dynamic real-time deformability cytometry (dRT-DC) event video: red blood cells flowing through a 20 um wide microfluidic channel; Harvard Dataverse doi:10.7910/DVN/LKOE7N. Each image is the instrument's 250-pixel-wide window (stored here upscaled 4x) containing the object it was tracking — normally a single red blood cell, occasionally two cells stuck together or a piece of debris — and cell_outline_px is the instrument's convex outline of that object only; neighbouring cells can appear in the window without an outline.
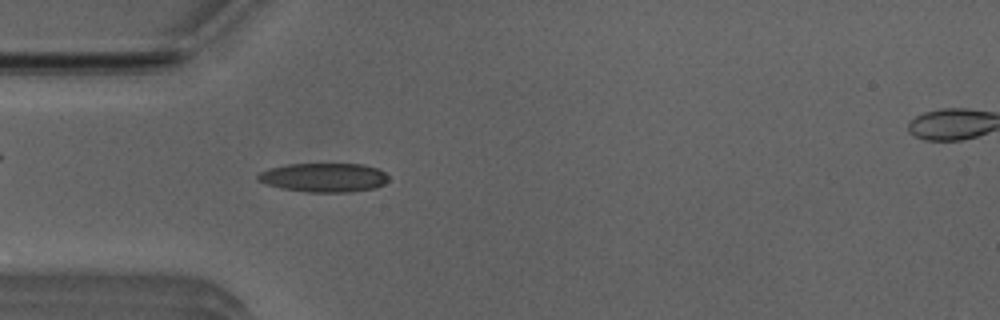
{"species": "Egyptian fruit bat (a non-hibernating species)", "species_latin": "Rousettus aegyptiacus", "temperature_condition": "room temperature", "stored_images_in_passage": 44, "camera_frame_rate_fps": 3000, "um_per_image_px": 0.085, "animal": {"sex": "male"}, "frame": {"image": 1, "passage_image": 14, "time_ms": 4.333, "image_size_px": [1000, 320], "cell_outline_px": [[388, 180], [384, 184], [376, 188], [348, 192], [308, 192], [280, 188], [256, 180], [256, 176], [260, 172], [268, 168], [288, 164], [364, 164], [376, 168], [384, 172], [388, 176]], "centroid_in_image_um": [27.52, 15.09], "position_along_channel_um": 57.5, "area_um2": 22.14}}
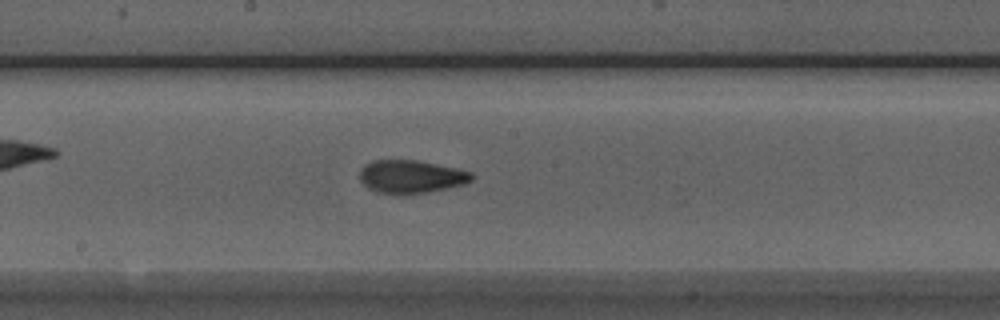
{"frame": {"image": 2, "passage_image": 26, "time_ms": 8.333, "image_size_px": [1000, 320], "cell_outline_px": [[476, 176], [472, 180], [464, 184], [428, 192], [404, 196], [396, 196], [376, 192], [368, 188], [360, 180], [360, 168], [364, 164], [372, 160], [416, 160], [456, 168], [472, 172]], "centroid_in_image_um": [34.91, 15.04], "position_along_channel_um": 213.3, "area_um2": 22.08}}
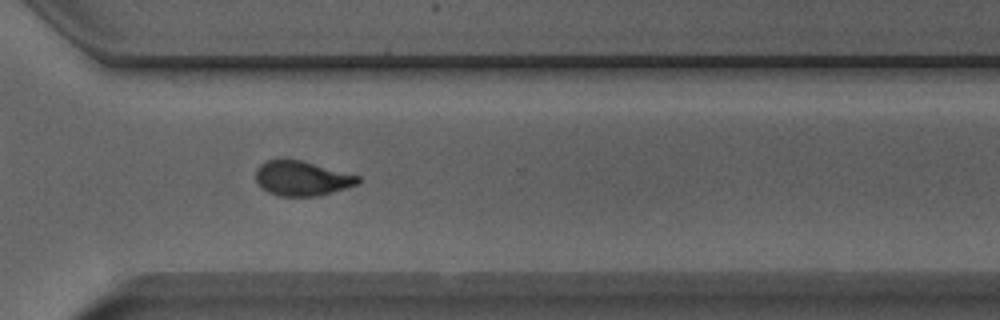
{"frame": {"image": 3, "passage_image": 36, "time_ms": 11.667, "image_size_px": [1000, 320], "cell_outline_px": [[360, 184], [348, 188], [316, 196], [276, 196], [268, 192], [256, 180], [256, 168], [260, 164], [268, 160], [300, 160], [360, 176]], "centroid_in_image_um": [25.69, 15.17], "position_along_channel_um": 344.9, "area_um2": 20.52}, "authors_computed_cell_mechanics": {"area_um2": 20.9525, "velocity_mm_per_s": 3.9539, "shape_relaxation_time_tau1_ms": 5.8263, "shape_relaxation_time_tau2_ms": 1.4929, "deformation_change_tau1": 0.1811, "deformation_change_tau2": 0.0734}}